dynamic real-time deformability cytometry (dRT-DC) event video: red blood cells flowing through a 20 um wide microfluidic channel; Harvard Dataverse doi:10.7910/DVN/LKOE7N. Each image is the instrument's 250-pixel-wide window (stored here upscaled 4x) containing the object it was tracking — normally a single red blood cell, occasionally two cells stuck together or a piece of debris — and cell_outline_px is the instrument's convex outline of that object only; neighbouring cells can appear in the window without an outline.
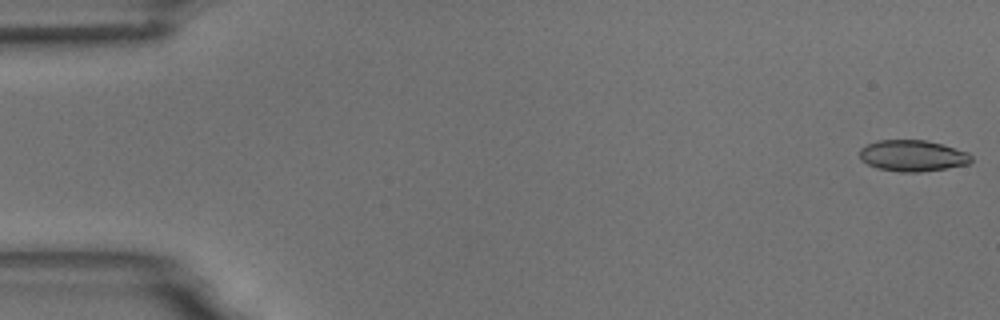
{"species": "common noctule bat (a hibernating species)", "species_latin": "Nyctalus noctula", "temperature_condition": "room temperature", "stored_images_in_passage": 9, "camera_frame_rate_fps": 3000, "um_per_image_px": 0.085, "animal": {"sex": "male", "body_mass_g": 18.8}, "frame": {"image": 1, "passage_image": 1, "time_ms": 0.0, "image_size_px": [1000, 320], "cell_outline_px": [[972, 160], [968, 164], [948, 168], [920, 172], [900, 172], [876, 168], [860, 160], [860, 148], [868, 144], [880, 140], [928, 140], [968, 152], [972, 156]], "centroid_in_image_um": [77.57, 13.24], "position_along_channel_um": 7.4, "area_um2": 20.4}}
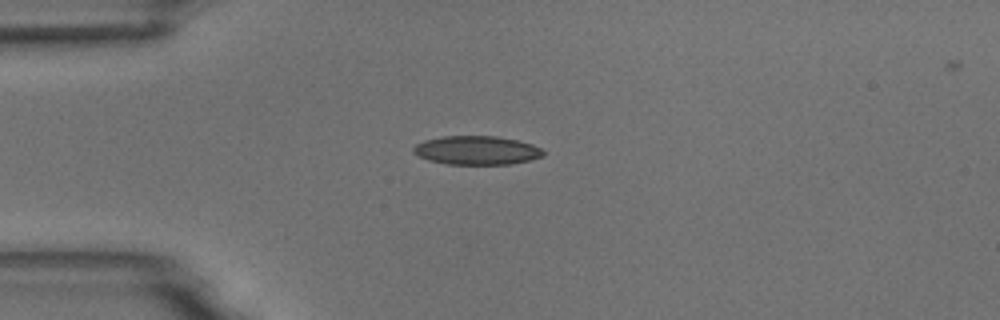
{"frame": {"image": 2, "passage_image": 4, "time_ms": 4.333, "image_size_px": [1000, 320], "cell_outline_px": [[544, 156], [528, 160], [508, 164], [448, 164], [428, 160], [412, 152], [412, 148], [416, 144], [424, 140], [440, 136], [496, 136], [516, 140], [532, 144], [540, 148], [544, 152]], "centroid_in_image_um": [40.48, 12.77], "position_along_channel_um": 44.5, "area_um2": 21.68}}
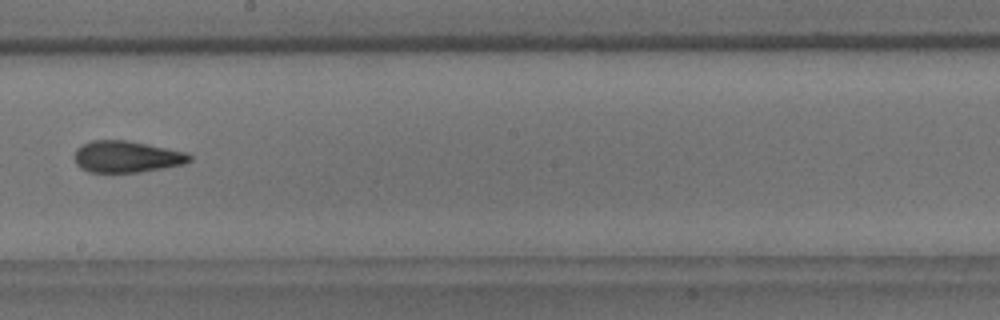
{"frame": {"image": 3, "passage_image": 9, "time_ms": 10.0, "image_size_px": [1000, 320], "cell_outline_px": [[192, 160], [184, 164], [164, 168], [140, 172], [88, 172], [80, 168], [76, 164], [72, 156], [76, 148], [80, 144], [92, 140], [128, 140], [188, 152], [192, 156]], "centroid_in_image_um": [10.74, 13.31], "position_along_channel_um": 237.5, "area_um2": 21.62}}